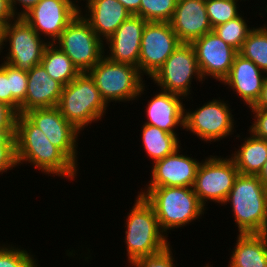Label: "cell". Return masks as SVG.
Instances as JSON below:
<instances>
[{
	"label": "cell",
	"mask_w": 267,
	"mask_h": 267,
	"mask_svg": "<svg viewBox=\"0 0 267 267\" xmlns=\"http://www.w3.org/2000/svg\"><path fill=\"white\" fill-rule=\"evenodd\" d=\"M15 147L17 166L29 163L42 174L56 175L62 179L66 177L69 181L76 179L79 167L24 114H17L16 117Z\"/></svg>",
	"instance_id": "cell-1"
},
{
	"label": "cell",
	"mask_w": 267,
	"mask_h": 267,
	"mask_svg": "<svg viewBox=\"0 0 267 267\" xmlns=\"http://www.w3.org/2000/svg\"><path fill=\"white\" fill-rule=\"evenodd\" d=\"M138 194L153 207L160 228L166 235L168 230L170 232L200 219L206 210L192 187H145Z\"/></svg>",
	"instance_id": "cell-2"
},
{
	"label": "cell",
	"mask_w": 267,
	"mask_h": 267,
	"mask_svg": "<svg viewBox=\"0 0 267 267\" xmlns=\"http://www.w3.org/2000/svg\"><path fill=\"white\" fill-rule=\"evenodd\" d=\"M229 203L239 234L267 233V189L257 175L239 174L223 205Z\"/></svg>",
	"instance_id": "cell-3"
},
{
	"label": "cell",
	"mask_w": 267,
	"mask_h": 267,
	"mask_svg": "<svg viewBox=\"0 0 267 267\" xmlns=\"http://www.w3.org/2000/svg\"><path fill=\"white\" fill-rule=\"evenodd\" d=\"M129 210L125 225L126 256L129 267L142 256L160 252L170 243L161 230L153 207L139 194Z\"/></svg>",
	"instance_id": "cell-4"
},
{
	"label": "cell",
	"mask_w": 267,
	"mask_h": 267,
	"mask_svg": "<svg viewBox=\"0 0 267 267\" xmlns=\"http://www.w3.org/2000/svg\"><path fill=\"white\" fill-rule=\"evenodd\" d=\"M57 107L61 115L82 132L89 124L102 120L108 105L100 96L94 80L85 72L63 87Z\"/></svg>",
	"instance_id": "cell-5"
},
{
	"label": "cell",
	"mask_w": 267,
	"mask_h": 267,
	"mask_svg": "<svg viewBox=\"0 0 267 267\" xmlns=\"http://www.w3.org/2000/svg\"><path fill=\"white\" fill-rule=\"evenodd\" d=\"M87 73L94 80L107 105L114 101L129 103L137 100L147 88L144 77L136 66L114 62L105 56Z\"/></svg>",
	"instance_id": "cell-6"
},
{
	"label": "cell",
	"mask_w": 267,
	"mask_h": 267,
	"mask_svg": "<svg viewBox=\"0 0 267 267\" xmlns=\"http://www.w3.org/2000/svg\"><path fill=\"white\" fill-rule=\"evenodd\" d=\"M104 43L79 13L54 44L72 60L81 73H85L105 55Z\"/></svg>",
	"instance_id": "cell-7"
},
{
	"label": "cell",
	"mask_w": 267,
	"mask_h": 267,
	"mask_svg": "<svg viewBox=\"0 0 267 267\" xmlns=\"http://www.w3.org/2000/svg\"><path fill=\"white\" fill-rule=\"evenodd\" d=\"M228 157L210 155L202 159L198 167L192 188L199 202L206 209L208 206L206 202H214L223 206L239 175L234 161L230 156Z\"/></svg>",
	"instance_id": "cell-8"
},
{
	"label": "cell",
	"mask_w": 267,
	"mask_h": 267,
	"mask_svg": "<svg viewBox=\"0 0 267 267\" xmlns=\"http://www.w3.org/2000/svg\"><path fill=\"white\" fill-rule=\"evenodd\" d=\"M6 45L9 49L3 56V62L28 72L35 65L41 64L48 42L43 40L24 18L16 17L4 27L2 50Z\"/></svg>",
	"instance_id": "cell-9"
},
{
	"label": "cell",
	"mask_w": 267,
	"mask_h": 267,
	"mask_svg": "<svg viewBox=\"0 0 267 267\" xmlns=\"http://www.w3.org/2000/svg\"><path fill=\"white\" fill-rule=\"evenodd\" d=\"M193 78L203 84L204 80L199 71L192 44L181 43L151 80L159 89L161 88V91L174 93L187 99L192 92Z\"/></svg>",
	"instance_id": "cell-10"
},
{
	"label": "cell",
	"mask_w": 267,
	"mask_h": 267,
	"mask_svg": "<svg viewBox=\"0 0 267 267\" xmlns=\"http://www.w3.org/2000/svg\"><path fill=\"white\" fill-rule=\"evenodd\" d=\"M229 101L212 99L196 110L185 109L184 129L196 135L201 141L218 142L234 134V122ZM235 123V124H234Z\"/></svg>",
	"instance_id": "cell-11"
},
{
	"label": "cell",
	"mask_w": 267,
	"mask_h": 267,
	"mask_svg": "<svg viewBox=\"0 0 267 267\" xmlns=\"http://www.w3.org/2000/svg\"><path fill=\"white\" fill-rule=\"evenodd\" d=\"M180 44L169 22H147L137 67L140 74L151 78Z\"/></svg>",
	"instance_id": "cell-12"
},
{
	"label": "cell",
	"mask_w": 267,
	"mask_h": 267,
	"mask_svg": "<svg viewBox=\"0 0 267 267\" xmlns=\"http://www.w3.org/2000/svg\"><path fill=\"white\" fill-rule=\"evenodd\" d=\"M79 13L80 6L75 0H40L22 18L48 44H53Z\"/></svg>",
	"instance_id": "cell-13"
},
{
	"label": "cell",
	"mask_w": 267,
	"mask_h": 267,
	"mask_svg": "<svg viewBox=\"0 0 267 267\" xmlns=\"http://www.w3.org/2000/svg\"><path fill=\"white\" fill-rule=\"evenodd\" d=\"M24 115L78 167L77 148L81 132L61 115L57 106L32 109Z\"/></svg>",
	"instance_id": "cell-14"
},
{
	"label": "cell",
	"mask_w": 267,
	"mask_h": 267,
	"mask_svg": "<svg viewBox=\"0 0 267 267\" xmlns=\"http://www.w3.org/2000/svg\"><path fill=\"white\" fill-rule=\"evenodd\" d=\"M191 44L203 80L210 77L222 83L228 76L238 51L224 42L214 31L206 33Z\"/></svg>",
	"instance_id": "cell-15"
},
{
	"label": "cell",
	"mask_w": 267,
	"mask_h": 267,
	"mask_svg": "<svg viewBox=\"0 0 267 267\" xmlns=\"http://www.w3.org/2000/svg\"><path fill=\"white\" fill-rule=\"evenodd\" d=\"M181 147L174 153L153 163L151 168V180L147 187H193L196 173L200 165L197 158L180 154ZM180 152V153H179Z\"/></svg>",
	"instance_id": "cell-16"
},
{
	"label": "cell",
	"mask_w": 267,
	"mask_h": 267,
	"mask_svg": "<svg viewBox=\"0 0 267 267\" xmlns=\"http://www.w3.org/2000/svg\"><path fill=\"white\" fill-rule=\"evenodd\" d=\"M147 21L137 15H131L105 41L104 55L114 62L128 63L138 67L141 38ZM106 50L107 53H106Z\"/></svg>",
	"instance_id": "cell-17"
},
{
	"label": "cell",
	"mask_w": 267,
	"mask_h": 267,
	"mask_svg": "<svg viewBox=\"0 0 267 267\" xmlns=\"http://www.w3.org/2000/svg\"><path fill=\"white\" fill-rule=\"evenodd\" d=\"M169 23L181 43H192L213 31L205 0H177Z\"/></svg>",
	"instance_id": "cell-18"
},
{
	"label": "cell",
	"mask_w": 267,
	"mask_h": 267,
	"mask_svg": "<svg viewBox=\"0 0 267 267\" xmlns=\"http://www.w3.org/2000/svg\"><path fill=\"white\" fill-rule=\"evenodd\" d=\"M267 74L254 62L236 54L228 76L222 81L229 89H233L238 98L246 106H253L260 97Z\"/></svg>",
	"instance_id": "cell-19"
},
{
	"label": "cell",
	"mask_w": 267,
	"mask_h": 267,
	"mask_svg": "<svg viewBox=\"0 0 267 267\" xmlns=\"http://www.w3.org/2000/svg\"><path fill=\"white\" fill-rule=\"evenodd\" d=\"M154 95L145 107L147 120L144 124L155 126L171 134H177L175 130L177 126L184 130L185 104L182 100L184 97L161 90Z\"/></svg>",
	"instance_id": "cell-20"
},
{
	"label": "cell",
	"mask_w": 267,
	"mask_h": 267,
	"mask_svg": "<svg viewBox=\"0 0 267 267\" xmlns=\"http://www.w3.org/2000/svg\"><path fill=\"white\" fill-rule=\"evenodd\" d=\"M85 3L84 9L81 5L80 14L102 41L132 15L118 0H86Z\"/></svg>",
	"instance_id": "cell-21"
},
{
	"label": "cell",
	"mask_w": 267,
	"mask_h": 267,
	"mask_svg": "<svg viewBox=\"0 0 267 267\" xmlns=\"http://www.w3.org/2000/svg\"><path fill=\"white\" fill-rule=\"evenodd\" d=\"M28 86L25 101L20 105V114L32 109L58 106L63 85L53 80L42 64L27 72Z\"/></svg>",
	"instance_id": "cell-22"
},
{
	"label": "cell",
	"mask_w": 267,
	"mask_h": 267,
	"mask_svg": "<svg viewBox=\"0 0 267 267\" xmlns=\"http://www.w3.org/2000/svg\"><path fill=\"white\" fill-rule=\"evenodd\" d=\"M227 267H267V233H237Z\"/></svg>",
	"instance_id": "cell-23"
},
{
	"label": "cell",
	"mask_w": 267,
	"mask_h": 267,
	"mask_svg": "<svg viewBox=\"0 0 267 267\" xmlns=\"http://www.w3.org/2000/svg\"><path fill=\"white\" fill-rule=\"evenodd\" d=\"M249 134L250 136L243 138L244 142L229 156L239 174L258 175L267 159V140L256 137L251 132Z\"/></svg>",
	"instance_id": "cell-24"
},
{
	"label": "cell",
	"mask_w": 267,
	"mask_h": 267,
	"mask_svg": "<svg viewBox=\"0 0 267 267\" xmlns=\"http://www.w3.org/2000/svg\"><path fill=\"white\" fill-rule=\"evenodd\" d=\"M141 127L143 148L150 160L152 159V164L182 147L178 134H171L148 124H143Z\"/></svg>",
	"instance_id": "cell-25"
},
{
	"label": "cell",
	"mask_w": 267,
	"mask_h": 267,
	"mask_svg": "<svg viewBox=\"0 0 267 267\" xmlns=\"http://www.w3.org/2000/svg\"><path fill=\"white\" fill-rule=\"evenodd\" d=\"M41 64L48 75L63 86L68 85L81 73L72 60L54 43L45 47Z\"/></svg>",
	"instance_id": "cell-26"
},
{
	"label": "cell",
	"mask_w": 267,
	"mask_h": 267,
	"mask_svg": "<svg viewBox=\"0 0 267 267\" xmlns=\"http://www.w3.org/2000/svg\"><path fill=\"white\" fill-rule=\"evenodd\" d=\"M240 55L254 62L264 73L267 74V27H254L244 40Z\"/></svg>",
	"instance_id": "cell-27"
},
{
	"label": "cell",
	"mask_w": 267,
	"mask_h": 267,
	"mask_svg": "<svg viewBox=\"0 0 267 267\" xmlns=\"http://www.w3.org/2000/svg\"><path fill=\"white\" fill-rule=\"evenodd\" d=\"M246 19L240 14L238 17L231 19L230 21L216 26L213 31L227 44L239 51L242 47L244 40L248 37V34L254 29L249 27Z\"/></svg>",
	"instance_id": "cell-28"
},
{
	"label": "cell",
	"mask_w": 267,
	"mask_h": 267,
	"mask_svg": "<svg viewBox=\"0 0 267 267\" xmlns=\"http://www.w3.org/2000/svg\"><path fill=\"white\" fill-rule=\"evenodd\" d=\"M238 2L239 0H205L206 11L212 28L238 17L241 14Z\"/></svg>",
	"instance_id": "cell-29"
},
{
	"label": "cell",
	"mask_w": 267,
	"mask_h": 267,
	"mask_svg": "<svg viewBox=\"0 0 267 267\" xmlns=\"http://www.w3.org/2000/svg\"><path fill=\"white\" fill-rule=\"evenodd\" d=\"M177 0H141L140 17L147 22H170Z\"/></svg>",
	"instance_id": "cell-30"
},
{
	"label": "cell",
	"mask_w": 267,
	"mask_h": 267,
	"mask_svg": "<svg viewBox=\"0 0 267 267\" xmlns=\"http://www.w3.org/2000/svg\"><path fill=\"white\" fill-rule=\"evenodd\" d=\"M0 66L7 72L10 92L12 94V109L20 114V105L25 101L28 75L26 71L15 68L5 62H2Z\"/></svg>",
	"instance_id": "cell-31"
},
{
	"label": "cell",
	"mask_w": 267,
	"mask_h": 267,
	"mask_svg": "<svg viewBox=\"0 0 267 267\" xmlns=\"http://www.w3.org/2000/svg\"><path fill=\"white\" fill-rule=\"evenodd\" d=\"M0 244V267H39L35 255L21 246L16 247L12 244ZM2 245V246H1ZM32 254V255H31Z\"/></svg>",
	"instance_id": "cell-32"
},
{
	"label": "cell",
	"mask_w": 267,
	"mask_h": 267,
	"mask_svg": "<svg viewBox=\"0 0 267 267\" xmlns=\"http://www.w3.org/2000/svg\"><path fill=\"white\" fill-rule=\"evenodd\" d=\"M17 167L15 134H0V175Z\"/></svg>",
	"instance_id": "cell-33"
},
{
	"label": "cell",
	"mask_w": 267,
	"mask_h": 267,
	"mask_svg": "<svg viewBox=\"0 0 267 267\" xmlns=\"http://www.w3.org/2000/svg\"><path fill=\"white\" fill-rule=\"evenodd\" d=\"M172 253V246L169 244L158 253L142 256L135 261L132 267H176Z\"/></svg>",
	"instance_id": "cell-34"
},
{
	"label": "cell",
	"mask_w": 267,
	"mask_h": 267,
	"mask_svg": "<svg viewBox=\"0 0 267 267\" xmlns=\"http://www.w3.org/2000/svg\"><path fill=\"white\" fill-rule=\"evenodd\" d=\"M17 113L7 104L0 102V134H15Z\"/></svg>",
	"instance_id": "cell-35"
},
{
	"label": "cell",
	"mask_w": 267,
	"mask_h": 267,
	"mask_svg": "<svg viewBox=\"0 0 267 267\" xmlns=\"http://www.w3.org/2000/svg\"><path fill=\"white\" fill-rule=\"evenodd\" d=\"M250 111L254 121L248 131L256 137L267 140V109H250Z\"/></svg>",
	"instance_id": "cell-36"
},
{
	"label": "cell",
	"mask_w": 267,
	"mask_h": 267,
	"mask_svg": "<svg viewBox=\"0 0 267 267\" xmlns=\"http://www.w3.org/2000/svg\"><path fill=\"white\" fill-rule=\"evenodd\" d=\"M0 102H3L12 108V94L7 72L0 66Z\"/></svg>",
	"instance_id": "cell-37"
},
{
	"label": "cell",
	"mask_w": 267,
	"mask_h": 267,
	"mask_svg": "<svg viewBox=\"0 0 267 267\" xmlns=\"http://www.w3.org/2000/svg\"><path fill=\"white\" fill-rule=\"evenodd\" d=\"M40 0H9L11 9L16 17H22L32 7H34ZM17 5L22 6L20 11L17 10ZM22 9V10H21Z\"/></svg>",
	"instance_id": "cell-38"
},
{
	"label": "cell",
	"mask_w": 267,
	"mask_h": 267,
	"mask_svg": "<svg viewBox=\"0 0 267 267\" xmlns=\"http://www.w3.org/2000/svg\"><path fill=\"white\" fill-rule=\"evenodd\" d=\"M16 18L13 13L9 0H0V21L6 25Z\"/></svg>",
	"instance_id": "cell-39"
},
{
	"label": "cell",
	"mask_w": 267,
	"mask_h": 267,
	"mask_svg": "<svg viewBox=\"0 0 267 267\" xmlns=\"http://www.w3.org/2000/svg\"><path fill=\"white\" fill-rule=\"evenodd\" d=\"M250 109H267V76L265 78L260 97Z\"/></svg>",
	"instance_id": "cell-40"
},
{
	"label": "cell",
	"mask_w": 267,
	"mask_h": 267,
	"mask_svg": "<svg viewBox=\"0 0 267 267\" xmlns=\"http://www.w3.org/2000/svg\"><path fill=\"white\" fill-rule=\"evenodd\" d=\"M132 15L140 16L141 0H118Z\"/></svg>",
	"instance_id": "cell-41"
},
{
	"label": "cell",
	"mask_w": 267,
	"mask_h": 267,
	"mask_svg": "<svg viewBox=\"0 0 267 267\" xmlns=\"http://www.w3.org/2000/svg\"><path fill=\"white\" fill-rule=\"evenodd\" d=\"M262 182V185L267 189V159L263 165L262 170L260 173L257 175Z\"/></svg>",
	"instance_id": "cell-42"
},
{
	"label": "cell",
	"mask_w": 267,
	"mask_h": 267,
	"mask_svg": "<svg viewBox=\"0 0 267 267\" xmlns=\"http://www.w3.org/2000/svg\"><path fill=\"white\" fill-rule=\"evenodd\" d=\"M4 27L5 25L0 21V53L3 52L2 47H3V38H4Z\"/></svg>",
	"instance_id": "cell-43"
},
{
	"label": "cell",
	"mask_w": 267,
	"mask_h": 267,
	"mask_svg": "<svg viewBox=\"0 0 267 267\" xmlns=\"http://www.w3.org/2000/svg\"><path fill=\"white\" fill-rule=\"evenodd\" d=\"M203 267H213V266L209 265V263H208V264L204 265Z\"/></svg>",
	"instance_id": "cell-44"
}]
</instances>
